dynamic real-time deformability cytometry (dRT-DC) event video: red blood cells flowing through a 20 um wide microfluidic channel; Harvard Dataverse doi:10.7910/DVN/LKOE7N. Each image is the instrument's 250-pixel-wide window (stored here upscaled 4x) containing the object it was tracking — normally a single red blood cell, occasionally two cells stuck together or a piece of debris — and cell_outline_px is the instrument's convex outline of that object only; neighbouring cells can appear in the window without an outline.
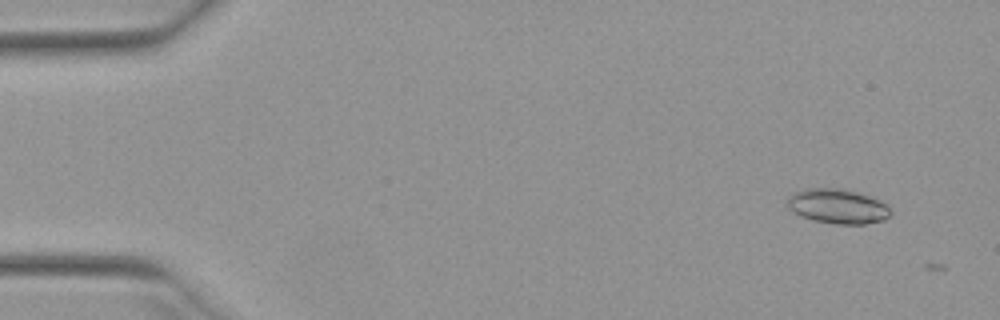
{"species": "Egyptian fruit bat (a non-hibernating species)", "species_latin": "Rousettus aegyptiacus", "temperature_condition": "warm", "stored_images_in_passage": 3, "camera_frame_rate_fps": 3000, "um_per_image_px": 0.085, "animal": {"sex": "female"}, "frame": {"image": 1, "passage_image": 2, "time_ms": 0.333, "image_size_px": [1000, 320], "cell_outline_px": [[892, 212], [884, 220], [864, 224], [836, 224], [812, 220], [800, 216], [792, 212], [788, 208], [788, 196], [792, 192], [804, 188], [844, 188], [880, 200]], "centroid_in_image_um": [71.15, 17.53], "position_along_channel_um": 13.9, "area_um2": 20.98}}